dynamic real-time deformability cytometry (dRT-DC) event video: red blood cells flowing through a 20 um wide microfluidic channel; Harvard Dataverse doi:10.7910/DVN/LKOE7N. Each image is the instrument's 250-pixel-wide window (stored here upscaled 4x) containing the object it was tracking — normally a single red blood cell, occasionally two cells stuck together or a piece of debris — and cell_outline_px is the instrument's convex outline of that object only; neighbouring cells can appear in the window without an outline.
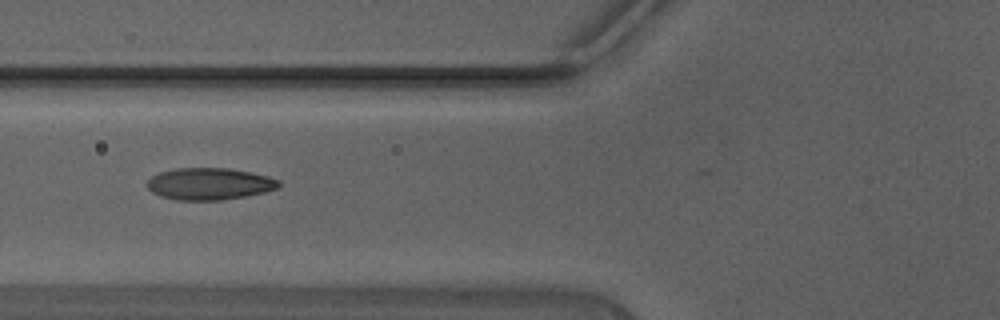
{"species": "Egyptian fruit bat (a non-hibernating species)", "species_latin": "Rousettus aegyptiacus", "temperature_condition": "warm", "stored_images_in_passage": 13, "camera_frame_rate_fps": 3000, "um_per_image_px": 0.085, "animal": {"sex": "male"}, "frame": {"image": 1, "passage_image": 3, "time_ms": 0.667, "image_size_px": [1000, 320], "cell_outline_px": [[280, 184], [276, 188], [264, 192], [248, 196], [220, 200], [176, 200], [160, 196], [152, 192], [148, 188], [148, 180], [152, 176], [160, 172], [176, 168], [228, 168], [252, 172], [268, 176], [280, 180]], "centroid_in_image_um": [17.81, 15.62], "position_along_channel_um": 108.0, "area_um2": 24.51}}
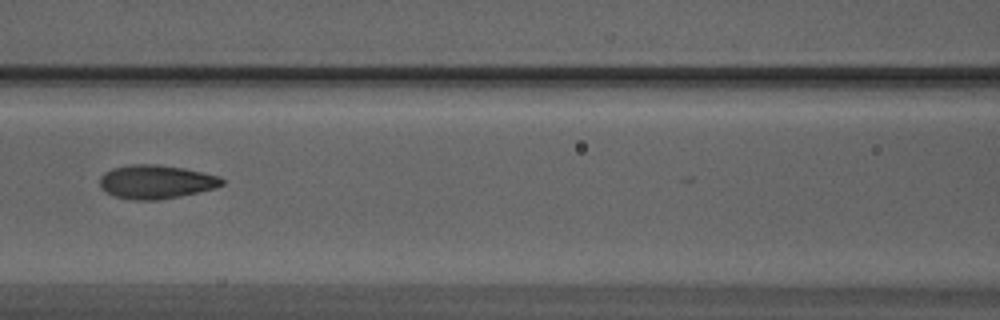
{"frame": {"image": 2, "passage_image": 6, "time_ms": 1.667, "image_size_px": [1000, 320], "cell_outline_px": [[224, 184], [216, 188], [180, 196], [156, 200], [132, 200], [112, 196], [100, 188], [100, 176], [104, 172], [112, 168], [128, 164], [156, 164], [184, 168], [220, 176], [224, 180]], "centroid_in_image_um": [13.24, 15.45], "position_along_channel_um": 153.4, "area_um2": 24.28}}